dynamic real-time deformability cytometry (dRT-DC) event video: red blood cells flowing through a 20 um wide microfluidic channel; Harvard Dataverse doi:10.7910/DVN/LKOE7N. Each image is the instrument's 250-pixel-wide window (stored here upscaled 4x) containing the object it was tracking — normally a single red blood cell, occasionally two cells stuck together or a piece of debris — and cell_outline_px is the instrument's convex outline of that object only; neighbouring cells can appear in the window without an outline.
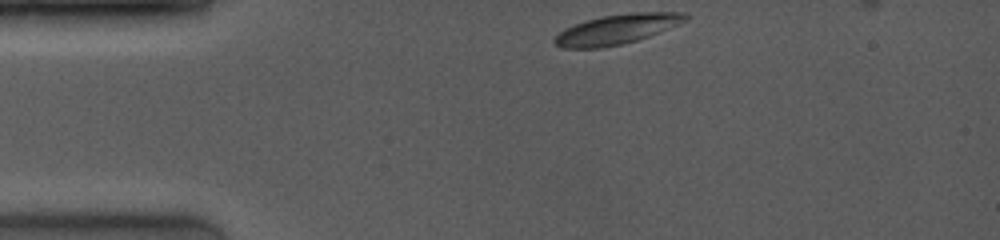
{"species": "common noctule bat (a hibernating species)", "species_latin": "Nyctalus noctula", "temperature_condition": "room temperature", "stored_images_in_passage": 14, "camera_frame_rate_fps": 4000, "um_per_image_px": 0.085, "animal": {"sex": "female", "body_mass_g": 19.0, "forearm_length_mm": 53.3}, "frame": {"image": 1, "passage_image": 1, "time_ms": 0.0, "image_size_px": [1000, 240], "cell_outline_px": [[688, 20], [648, 36], [624, 44], [600, 48], [560, 48], [552, 44], [552, 40], [564, 28], [584, 20], [600, 16], [628, 12], [684, 12], [688, 16]], "centroid_in_image_um": [52.38, 2.48], "position_along_channel_um": 32.6, "area_um2": 22.95}}